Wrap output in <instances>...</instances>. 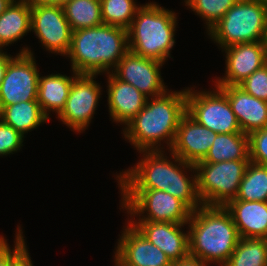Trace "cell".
Here are the masks:
<instances>
[{
  "label": "cell",
  "mask_w": 267,
  "mask_h": 266,
  "mask_svg": "<svg viewBox=\"0 0 267 266\" xmlns=\"http://www.w3.org/2000/svg\"><path fill=\"white\" fill-rule=\"evenodd\" d=\"M239 0H185V5L206 20L209 31Z\"/></svg>",
  "instance_id": "cell-29"
},
{
  "label": "cell",
  "mask_w": 267,
  "mask_h": 266,
  "mask_svg": "<svg viewBox=\"0 0 267 266\" xmlns=\"http://www.w3.org/2000/svg\"><path fill=\"white\" fill-rule=\"evenodd\" d=\"M249 159L267 166V127L248 135Z\"/></svg>",
  "instance_id": "cell-32"
},
{
  "label": "cell",
  "mask_w": 267,
  "mask_h": 266,
  "mask_svg": "<svg viewBox=\"0 0 267 266\" xmlns=\"http://www.w3.org/2000/svg\"><path fill=\"white\" fill-rule=\"evenodd\" d=\"M263 44H264V53H265V63L267 64V29L263 38Z\"/></svg>",
  "instance_id": "cell-38"
},
{
  "label": "cell",
  "mask_w": 267,
  "mask_h": 266,
  "mask_svg": "<svg viewBox=\"0 0 267 266\" xmlns=\"http://www.w3.org/2000/svg\"><path fill=\"white\" fill-rule=\"evenodd\" d=\"M214 91L186 89V113L198 124L220 133H243L226 94L215 86Z\"/></svg>",
  "instance_id": "cell-9"
},
{
  "label": "cell",
  "mask_w": 267,
  "mask_h": 266,
  "mask_svg": "<svg viewBox=\"0 0 267 266\" xmlns=\"http://www.w3.org/2000/svg\"><path fill=\"white\" fill-rule=\"evenodd\" d=\"M39 71L29 48L8 64L0 86V109L19 102L37 101Z\"/></svg>",
  "instance_id": "cell-10"
},
{
  "label": "cell",
  "mask_w": 267,
  "mask_h": 266,
  "mask_svg": "<svg viewBox=\"0 0 267 266\" xmlns=\"http://www.w3.org/2000/svg\"><path fill=\"white\" fill-rule=\"evenodd\" d=\"M31 30L46 50L63 56L68 53L73 31L63 8L31 3Z\"/></svg>",
  "instance_id": "cell-11"
},
{
  "label": "cell",
  "mask_w": 267,
  "mask_h": 266,
  "mask_svg": "<svg viewBox=\"0 0 267 266\" xmlns=\"http://www.w3.org/2000/svg\"><path fill=\"white\" fill-rule=\"evenodd\" d=\"M128 51V30L101 24L73 31L66 57L77 74L108 75Z\"/></svg>",
  "instance_id": "cell-4"
},
{
  "label": "cell",
  "mask_w": 267,
  "mask_h": 266,
  "mask_svg": "<svg viewBox=\"0 0 267 266\" xmlns=\"http://www.w3.org/2000/svg\"><path fill=\"white\" fill-rule=\"evenodd\" d=\"M223 49L226 53V74L215 81V86L239 85L266 64L263 41L235 44Z\"/></svg>",
  "instance_id": "cell-15"
},
{
  "label": "cell",
  "mask_w": 267,
  "mask_h": 266,
  "mask_svg": "<svg viewBox=\"0 0 267 266\" xmlns=\"http://www.w3.org/2000/svg\"><path fill=\"white\" fill-rule=\"evenodd\" d=\"M209 266L208 263L200 260L199 258L187 256L184 259H180L179 261L172 262L171 266Z\"/></svg>",
  "instance_id": "cell-34"
},
{
  "label": "cell",
  "mask_w": 267,
  "mask_h": 266,
  "mask_svg": "<svg viewBox=\"0 0 267 266\" xmlns=\"http://www.w3.org/2000/svg\"><path fill=\"white\" fill-rule=\"evenodd\" d=\"M238 86L250 95L267 102V64L253 72Z\"/></svg>",
  "instance_id": "cell-31"
},
{
  "label": "cell",
  "mask_w": 267,
  "mask_h": 266,
  "mask_svg": "<svg viewBox=\"0 0 267 266\" xmlns=\"http://www.w3.org/2000/svg\"><path fill=\"white\" fill-rule=\"evenodd\" d=\"M150 98L127 124L123 130L124 137L138 151L161 150L162 140H166L170 149L180 120L186 114V89L179 92L166 91Z\"/></svg>",
  "instance_id": "cell-2"
},
{
  "label": "cell",
  "mask_w": 267,
  "mask_h": 266,
  "mask_svg": "<svg viewBox=\"0 0 267 266\" xmlns=\"http://www.w3.org/2000/svg\"><path fill=\"white\" fill-rule=\"evenodd\" d=\"M96 74H78L72 83L66 105L58 118L74 131H84L91 122L101 94L93 80Z\"/></svg>",
  "instance_id": "cell-12"
},
{
  "label": "cell",
  "mask_w": 267,
  "mask_h": 266,
  "mask_svg": "<svg viewBox=\"0 0 267 266\" xmlns=\"http://www.w3.org/2000/svg\"><path fill=\"white\" fill-rule=\"evenodd\" d=\"M227 96L243 133L267 127V102L245 92L238 85L218 86Z\"/></svg>",
  "instance_id": "cell-18"
},
{
  "label": "cell",
  "mask_w": 267,
  "mask_h": 266,
  "mask_svg": "<svg viewBox=\"0 0 267 266\" xmlns=\"http://www.w3.org/2000/svg\"><path fill=\"white\" fill-rule=\"evenodd\" d=\"M224 207L230 212L240 238L267 239V202L230 200Z\"/></svg>",
  "instance_id": "cell-20"
},
{
  "label": "cell",
  "mask_w": 267,
  "mask_h": 266,
  "mask_svg": "<svg viewBox=\"0 0 267 266\" xmlns=\"http://www.w3.org/2000/svg\"><path fill=\"white\" fill-rule=\"evenodd\" d=\"M223 266H267V239L240 238Z\"/></svg>",
  "instance_id": "cell-27"
},
{
  "label": "cell",
  "mask_w": 267,
  "mask_h": 266,
  "mask_svg": "<svg viewBox=\"0 0 267 266\" xmlns=\"http://www.w3.org/2000/svg\"><path fill=\"white\" fill-rule=\"evenodd\" d=\"M189 255L223 266L235 250L240 236L224 206L202 205L188 221Z\"/></svg>",
  "instance_id": "cell-3"
},
{
  "label": "cell",
  "mask_w": 267,
  "mask_h": 266,
  "mask_svg": "<svg viewBox=\"0 0 267 266\" xmlns=\"http://www.w3.org/2000/svg\"><path fill=\"white\" fill-rule=\"evenodd\" d=\"M73 73V77L62 74H49L42 77L39 75L37 101L47 117L51 110L59 115L64 109L73 80L78 75L74 71Z\"/></svg>",
  "instance_id": "cell-21"
},
{
  "label": "cell",
  "mask_w": 267,
  "mask_h": 266,
  "mask_svg": "<svg viewBox=\"0 0 267 266\" xmlns=\"http://www.w3.org/2000/svg\"><path fill=\"white\" fill-rule=\"evenodd\" d=\"M108 107L113 121L127 125L144 108L148 97L133 85L108 73Z\"/></svg>",
  "instance_id": "cell-19"
},
{
  "label": "cell",
  "mask_w": 267,
  "mask_h": 266,
  "mask_svg": "<svg viewBox=\"0 0 267 266\" xmlns=\"http://www.w3.org/2000/svg\"><path fill=\"white\" fill-rule=\"evenodd\" d=\"M116 252L129 266H171V260L149 242L130 222L123 229Z\"/></svg>",
  "instance_id": "cell-17"
},
{
  "label": "cell",
  "mask_w": 267,
  "mask_h": 266,
  "mask_svg": "<svg viewBox=\"0 0 267 266\" xmlns=\"http://www.w3.org/2000/svg\"><path fill=\"white\" fill-rule=\"evenodd\" d=\"M13 2H27V3H34L36 0H12Z\"/></svg>",
  "instance_id": "cell-40"
},
{
  "label": "cell",
  "mask_w": 267,
  "mask_h": 266,
  "mask_svg": "<svg viewBox=\"0 0 267 266\" xmlns=\"http://www.w3.org/2000/svg\"><path fill=\"white\" fill-rule=\"evenodd\" d=\"M149 242L158 247L171 262L189 256V234L182 226L172 222L129 221ZM181 229V230H180Z\"/></svg>",
  "instance_id": "cell-16"
},
{
  "label": "cell",
  "mask_w": 267,
  "mask_h": 266,
  "mask_svg": "<svg viewBox=\"0 0 267 266\" xmlns=\"http://www.w3.org/2000/svg\"><path fill=\"white\" fill-rule=\"evenodd\" d=\"M101 18L103 24L124 28L126 30L132 24L137 10L134 0H100Z\"/></svg>",
  "instance_id": "cell-28"
},
{
  "label": "cell",
  "mask_w": 267,
  "mask_h": 266,
  "mask_svg": "<svg viewBox=\"0 0 267 266\" xmlns=\"http://www.w3.org/2000/svg\"><path fill=\"white\" fill-rule=\"evenodd\" d=\"M175 12L154 2L142 5L128 29V48L132 53L165 62L175 44Z\"/></svg>",
  "instance_id": "cell-5"
},
{
  "label": "cell",
  "mask_w": 267,
  "mask_h": 266,
  "mask_svg": "<svg viewBox=\"0 0 267 266\" xmlns=\"http://www.w3.org/2000/svg\"><path fill=\"white\" fill-rule=\"evenodd\" d=\"M24 136L0 120V155L13 154L23 146Z\"/></svg>",
  "instance_id": "cell-33"
},
{
  "label": "cell",
  "mask_w": 267,
  "mask_h": 266,
  "mask_svg": "<svg viewBox=\"0 0 267 266\" xmlns=\"http://www.w3.org/2000/svg\"><path fill=\"white\" fill-rule=\"evenodd\" d=\"M48 119L38 101L19 102L0 109V120L23 136Z\"/></svg>",
  "instance_id": "cell-23"
},
{
  "label": "cell",
  "mask_w": 267,
  "mask_h": 266,
  "mask_svg": "<svg viewBox=\"0 0 267 266\" xmlns=\"http://www.w3.org/2000/svg\"><path fill=\"white\" fill-rule=\"evenodd\" d=\"M12 56L4 53L3 51H0V86L2 83V80L4 78L7 66L9 62L12 60Z\"/></svg>",
  "instance_id": "cell-35"
},
{
  "label": "cell",
  "mask_w": 267,
  "mask_h": 266,
  "mask_svg": "<svg viewBox=\"0 0 267 266\" xmlns=\"http://www.w3.org/2000/svg\"><path fill=\"white\" fill-rule=\"evenodd\" d=\"M139 152L145 155L144 158L136 166L123 173L120 172L116 177L121 190L165 191L182 200L192 211L203 205L197 191L196 175L186 177L187 173H183L182 170L187 168L194 173L196 172L194 164L183 161L172 152L171 158L177 164H173L167 156L165 158L162 150Z\"/></svg>",
  "instance_id": "cell-1"
},
{
  "label": "cell",
  "mask_w": 267,
  "mask_h": 266,
  "mask_svg": "<svg viewBox=\"0 0 267 266\" xmlns=\"http://www.w3.org/2000/svg\"><path fill=\"white\" fill-rule=\"evenodd\" d=\"M12 0H0V15L11 5Z\"/></svg>",
  "instance_id": "cell-37"
},
{
  "label": "cell",
  "mask_w": 267,
  "mask_h": 266,
  "mask_svg": "<svg viewBox=\"0 0 267 266\" xmlns=\"http://www.w3.org/2000/svg\"><path fill=\"white\" fill-rule=\"evenodd\" d=\"M115 266H129L125 262H123L116 254H115Z\"/></svg>",
  "instance_id": "cell-39"
},
{
  "label": "cell",
  "mask_w": 267,
  "mask_h": 266,
  "mask_svg": "<svg viewBox=\"0 0 267 266\" xmlns=\"http://www.w3.org/2000/svg\"><path fill=\"white\" fill-rule=\"evenodd\" d=\"M163 65L161 61L128 51L118 62L113 74L121 81L133 85L146 97H157L167 91L160 74Z\"/></svg>",
  "instance_id": "cell-13"
},
{
  "label": "cell",
  "mask_w": 267,
  "mask_h": 266,
  "mask_svg": "<svg viewBox=\"0 0 267 266\" xmlns=\"http://www.w3.org/2000/svg\"><path fill=\"white\" fill-rule=\"evenodd\" d=\"M122 202L131 216L147 215L138 221L187 224L192 210L180 199L161 190H121ZM145 216V217H144Z\"/></svg>",
  "instance_id": "cell-8"
},
{
  "label": "cell",
  "mask_w": 267,
  "mask_h": 266,
  "mask_svg": "<svg viewBox=\"0 0 267 266\" xmlns=\"http://www.w3.org/2000/svg\"><path fill=\"white\" fill-rule=\"evenodd\" d=\"M71 1L72 0H36V2H38V3H42V4H45V5L56 6V7H61V8L66 6Z\"/></svg>",
  "instance_id": "cell-36"
},
{
  "label": "cell",
  "mask_w": 267,
  "mask_h": 266,
  "mask_svg": "<svg viewBox=\"0 0 267 266\" xmlns=\"http://www.w3.org/2000/svg\"><path fill=\"white\" fill-rule=\"evenodd\" d=\"M63 10L72 31L103 24L100 0H72Z\"/></svg>",
  "instance_id": "cell-25"
},
{
  "label": "cell",
  "mask_w": 267,
  "mask_h": 266,
  "mask_svg": "<svg viewBox=\"0 0 267 266\" xmlns=\"http://www.w3.org/2000/svg\"><path fill=\"white\" fill-rule=\"evenodd\" d=\"M16 232L15 247L10 249L4 237L0 236V266H17V264L28 254L23 232L18 227ZM13 250V251H12Z\"/></svg>",
  "instance_id": "cell-30"
},
{
  "label": "cell",
  "mask_w": 267,
  "mask_h": 266,
  "mask_svg": "<svg viewBox=\"0 0 267 266\" xmlns=\"http://www.w3.org/2000/svg\"><path fill=\"white\" fill-rule=\"evenodd\" d=\"M229 160H250L248 135L245 133L217 134L206 157L197 163H217Z\"/></svg>",
  "instance_id": "cell-24"
},
{
  "label": "cell",
  "mask_w": 267,
  "mask_h": 266,
  "mask_svg": "<svg viewBox=\"0 0 267 266\" xmlns=\"http://www.w3.org/2000/svg\"><path fill=\"white\" fill-rule=\"evenodd\" d=\"M266 29L267 3L239 0L208 34L221 48H227L235 44L263 41Z\"/></svg>",
  "instance_id": "cell-6"
},
{
  "label": "cell",
  "mask_w": 267,
  "mask_h": 266,
  "mask_svg": "<svg viewBox=\"0 0 267 266\" xmlns=\"http://www.w3.org/2000/svg\"><path fill=\"white\" fill-rule=\"evenodd\" d=\"M250 160L196 163L197 191L203 205L225 206L237 196Z\"/></svg>",
  "instance_id": "cell-7"
},
{
  "label": "cell",
  "mask_w": 267,
  "mask_h": 266,
  "mask_svg": "<svg viewBox=\"0 0 267 266\" xmlns=\"http://www.w3.org/2000/svg\"><path fill=\"white\" fill-rule=\"evenodd\" d=\"M267 202V166L249 162L235 199Z\"/></svg>",
  "instance_id": "cell-26"
},
{
  "label": "cell",
  "mask_w": 267,
  "mask_h": 266,
  "mask_svg": "<svg viewBox=\"0 0 267 266\" xmlns=\"http://www.w3.org/2000/svg\"><path fill=\"white\" fill-rule=\"evenodd\" d=\"M31 31V3L12 2L0 15V51Z\"/></svg>",
  "instance_id": "cell-22"
},
{
  "label": "cell",
  "mask_w": 267,
  "mask_h": 266,
  "mask_svg": "<svg viewBox=\"0 0 267 266\" xmlns=\"http://www.w3.org/2000/svg\"><path fill=\"white\" fill-rule=\"evenodd\" d=\"M216 136L217 133L198 124L186 113L180 120L170 152L195 165L206 157Z\"/></svg>",
  "instance_id": "cell-14"
}]
</instances>
